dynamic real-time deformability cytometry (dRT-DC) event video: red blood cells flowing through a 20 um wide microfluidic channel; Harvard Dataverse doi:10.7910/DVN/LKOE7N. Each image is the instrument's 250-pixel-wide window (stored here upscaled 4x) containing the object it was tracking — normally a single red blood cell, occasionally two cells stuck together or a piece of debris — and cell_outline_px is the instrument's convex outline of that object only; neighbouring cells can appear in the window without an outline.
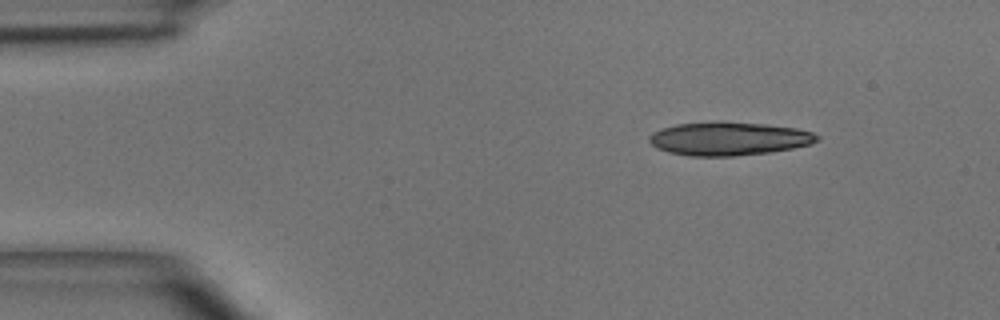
{"species": "common noctule bat (a hibernating species)", "species_latin": "Nyctalus noctula", "temperature_condition": "room temperature", "stored_images_in_passage": 3, "camera_frame_rate_fps": 3000, "um_per_image_px": 0.085, "animal": {"sex": "male", "body_mass_g": 15.6}, "frame": {"image": 1, "passage_image": 1, "time_ms": 0.0, "image_size_px": [1000, 320], "cell_outline_px": [[820, 140], [808, 144], [792, 148], [772, 152], [736, 156], [688, 156], [668, 152], [656, 148], [648, 140], [648, 136], [652, 132], [660, 128], [676, 124], [716, 120], [720, 120], [764, 124], [796, 128], [812, 132], [820, 136]], "centroid_in_image_um": [61.9, 11.77], "position_along_channel_um": 23.1, "area_um2": 33.23}}